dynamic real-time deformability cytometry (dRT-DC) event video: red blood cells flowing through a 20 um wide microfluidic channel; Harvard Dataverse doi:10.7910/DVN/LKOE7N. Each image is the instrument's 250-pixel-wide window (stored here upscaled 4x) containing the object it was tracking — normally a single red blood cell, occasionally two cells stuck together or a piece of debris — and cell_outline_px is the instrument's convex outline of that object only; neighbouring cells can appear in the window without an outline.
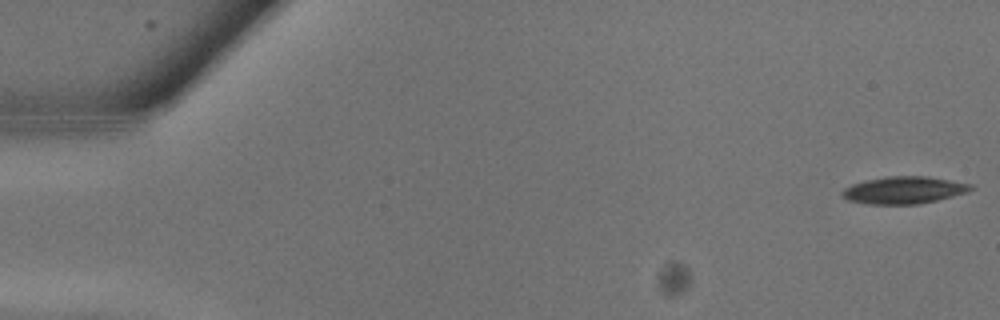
{"species": "common noctule bat (a hibernating species)", "species_latin": "Nyctalus noctula", "temperature_condition": "warm", "stored_images_in_passage": 10, "camera_frame_rate_fps": 3000, "um_per_image_px": 0.085, "animal": {"sex": "male", "body_mass_g": 13.3}, "frame": {"image": 1, "passage_image": 1, "time_ms": 0.0, "image_size_px": [1000, 320], "cell_outline_px": [[976, 188], [968, 192], [920, 204], [868, 204], [848, 200], [840, 196], [840, 192], [844, 188], [852, 184], [864, 180], [888, 176], [928, 176], [972, 184]], "centroid_in_image_um": [76.82, 16.15], "position_along_channel_um": 8.2, "area_um2": 20.58}}
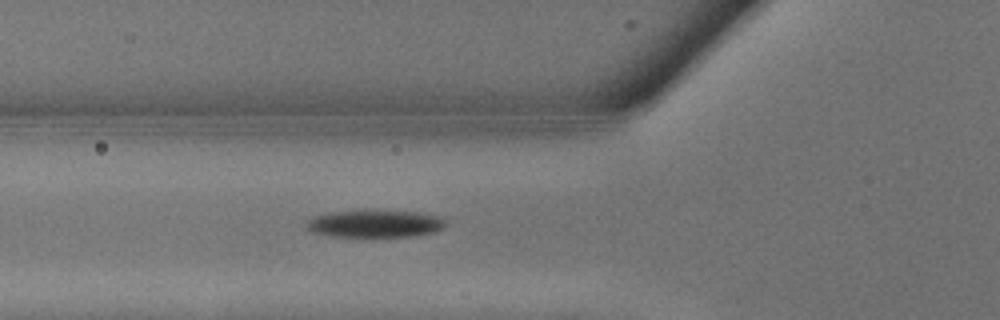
{"frame": {"image": 2, "passage_image": 10, "time_ms": 3.0, "image_size_px": [1000, 320], "cell_outline_px": [[448, 224], [444, 228], [436, 232], [408, 236], [328, 236], [308, 232], [304, 228], [304, 224], [308, 220], [316, 216], [328, 212], [416, 212], [444, 216], [448, 220]], "centroid_in_image_um": [31.9, 19.04], "position_along_channel_um": 93.9, "area_um2": 22.08}}